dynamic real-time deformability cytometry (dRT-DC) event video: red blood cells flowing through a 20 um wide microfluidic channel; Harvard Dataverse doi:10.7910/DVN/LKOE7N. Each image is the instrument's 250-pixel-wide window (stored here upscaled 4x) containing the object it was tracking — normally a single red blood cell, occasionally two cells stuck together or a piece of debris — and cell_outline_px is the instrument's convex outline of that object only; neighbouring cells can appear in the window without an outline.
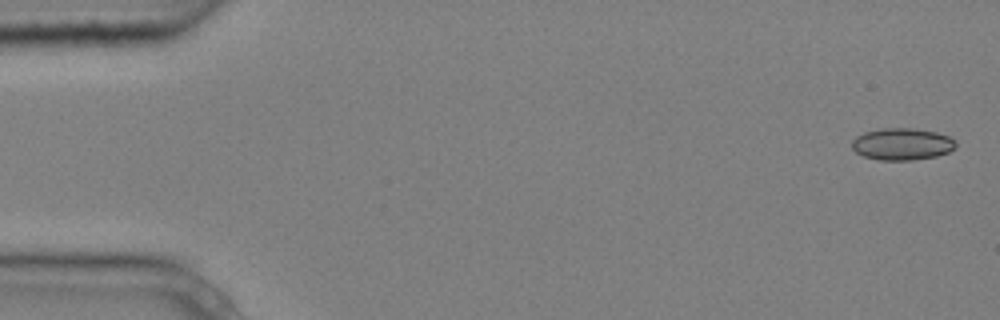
{"species": "common noctule bat (a hibernating species)", "species_latin": "Nyctalus noctula", "temperature_condition": "cold", "stored_images_in_passage": 5, "camera_frame_rate_fps": 3000, "um_per_image_px": 0.085, "animal": {"sex": "male", "body_mass_g": 20.4}, "frame": {"image": 1, "passage_image": 1, "time_ms": 0.0, "image_size_px": [1000, 320], "cell_outline_px": [[956, 148], [948, 152], [936, 156], [912, 160], [880, 160], [864, 156], [856, 152], [852, 148], [852, 140], [856, 136], [864, 132], [884, 128], [912, 128], [936, 132], [948, 136], [956, 140]], "centroid_in_image_um": [76.69, 12.24], "position_along_channel_um": 8.3, "area_um2": 19.36}}
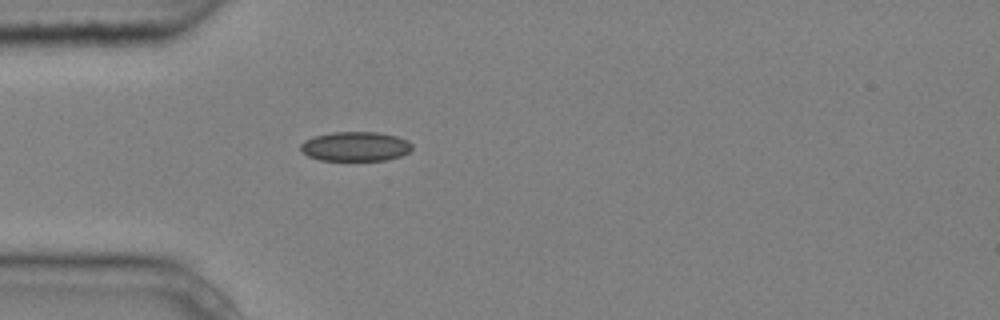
{"frame": {"image": 2, "passage_image": 5, "time_ms": 1.333, "image_size_px": [1000, 320], "cell_outline_px": [[412, 148], [408, 152], [400, 156], [384, 160], [320, 160], [308, 156], [300, 148], [300, 144], [304, 140], [312, 136], [332, 132], [380, 132], [396, 136], [408, 140], [412, 144]], "centroid_in_image_um": [30.2, 12.43], "position_along_channel_um": 54.8, "area_um2": 19.19}}